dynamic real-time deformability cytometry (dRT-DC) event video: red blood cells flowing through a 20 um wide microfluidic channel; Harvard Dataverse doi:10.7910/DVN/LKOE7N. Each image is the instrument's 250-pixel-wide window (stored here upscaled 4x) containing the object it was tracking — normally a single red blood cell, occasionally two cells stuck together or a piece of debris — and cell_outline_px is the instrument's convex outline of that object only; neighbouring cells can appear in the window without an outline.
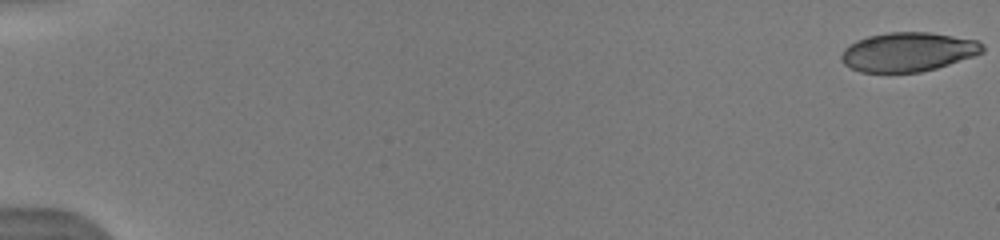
{"species": "human", "species_latin": "Homo sapiens", "temperature_condition": "warm", "stored_images_in_passage": 7, "camera_frame_rate_fps": 3000, "um_per_image_px": 0.085, "donor": {"sex": "male"}, "frame": {"image": 1, "passage_image": 1, "time_ms": 0.0, "image_size_px": [1000, 240], "cell_outline_px": [[984, 52], [936, 68], [920, 72], [860, 72], [844, 64], [840, 60], [840, 56], [844, 48], [848, 44], [856, 40], [868, 36], [888, 32], [928, 32], [976, 40], [984, 44]], "centroid_in_image_um": [77.14, 4.41], "position_along_channel_um": 7.9, "area_um2": 32.14}}
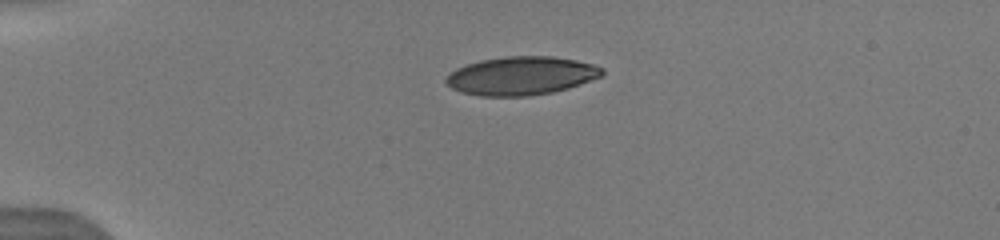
{"frame": {"image": 2, "passage_image": 5, "time_ms": 4.333, "image_size_px": [1000, 240], "cell_outline_px": [[604, 76], [568, 88], [552, 92], [528, 96], [480, 96], [460, 92], [452, 88], [444, 80], [456, 68], [480, 60], [504, 56], [552, 56], [576, 60], [592, 64], [604, 68]], "centroid_in_image_um": [44.33, 6.44], "position_along_channel_um": 40.7, "area_um2": 35.03}}